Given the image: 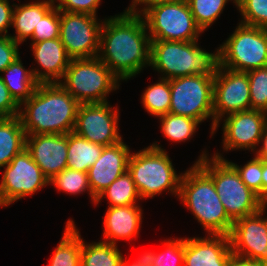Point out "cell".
Listing matches in <instances>:
<instances>
[{"label": "cell", "mask_w": 267, "mask_h": 266, "mask_svg": "<svg viewBox=\"0 0 267 266\" xmlns=\"http://www.w3.org/2000/svg\"><path fill=\"white\" fill-rule=\"evenodd\" d=\"M151 39L142 16L121 12L104 19L98 58L121 81L150 67Z\"/></svg>", "instance_id": "obj_1"}, {"label": "cell", "mask_w": 267, "mask_h": 266, "mask_svg": "<svg viewBox=\"0 0 267 266\" xmlns=\"http://www.w3.org/2000/svg\"><path fill=\"white\" fill-rule=\"evenodd\" d=\"M79 105L60 83H38L33 95L20 105L19 117L25 134L72 132Z\"/></svg>", "instance_id": "obj_2"}, {"label": "cell", "mask_w": 267, "mask_h": 266, "mask_svg": "<svg viewBox=\"0 0 267 266\" xmlns=\"http://www.w3.org/2000/svg\"><path fill=\"white\" fill-rule=\"evenodd\" d=\"M178 198L206 234H230L234 221L227 215L213 180L195 162L182 175Z\"/></svg>", "instance_id": "obj_3"}, {"label": "cell", "mask_w": 267, "mask_h": 266, "mask_svg": "<svg viewBox=\"0 0 267 266\" xmlns=\"http://www.w3.org/2000/svg\"><path fill=\"white\" fill-rule=\"evenodd\" d=\"M218 66L219 47L212 53L202 49L198 41L151 40L150 67L160 73L162 79L215 76Z\"/></svg>", "instance_id": "obj_4"}, {"label": "cell", "mask_w": 267, "mask_h": 266, "mask_svg": "<svg viewBox=\"0 0 267 266\" xmlns=\"http://www.w3.org/2000/svg\"><path fill=\"white\" fill-rule=\"evenodd\" d=\"M207 153L202 151L195 163L213 180L227 215L235 221L259 212L263 208L262 199L243 183L229 160L218 150L211 158Z\"/></svg>", "instance_id": "obj_5"}, {"label": "cell", "mask_w": 267, "mask_h": 266, "mask_svg": "<svg viewBox=\"0 0 267 266\" xmlns=\"http://www.w3.org/2000/svg\"><path fill=\"white\" fill-rule=\"evenodd\" d=\"M160 145L155 141L130 155L128 172L132 175L141 199L153 198L163 191L177 197L179 195L183 173H176L167 151Z\"/></svg>", "instance_id": "obj_6"}, {"label": "cell", "mask_w": 267, "mask_h": 266, "mask_svg": "<svg viewBox=\"0 0 267 266\" xmlns=\"http://www.w3.org/2000/svg\"><path fill=\"white\" fill-rule=\"evenodd\" d=\"M119 80L98 58L71 59L59 82L80 104L108 102L110 92L119 89Z\"/></svg>", "instance_id": "obj_7"}, {"label": "cell", "mask_w": 267, "mask_h": 266, "mask_svg": "<svg viewBox=\"0 0 267 266\" xmlns=\"http://www.w3.org/2000/svg\"><path fill=\"white\" fill-rule=\"evenodd\" d=\"M219 66L249 72L267 66V29L238 23L219 47Z\"/></svg>", "instance_id": "obj_8"}, {"label": "cell", "mask_w": 267, "mask_h": 266, "mask_svg": "<svg viewBox=\"0 0 267 266\" xmlns=\"http://www.w3.org/2000/svg\"><path fill=\"white\" fill-rule=\"evenodd\" d=\"M145 20L151 40L199 41L203 31L197 25L187 0H174L158 4L147 10Z\"/></svg>", "instance_id": "obj_9"}, {"label": "cell", "mask_w": 267, "mask_h": 266, "mask_svg": "<svg viewBox=\"0 0 267 266\" xmlns=\"http://www.w3.org/2000/svg\"><path fill=\"white\" fill-rule=\"evenodd\" d=\"M171 105L169 113L193 118L200 123L211 119L212 135L214 76L190 75L170 79Z\"/></svg>", "instance_id": "obj_10"}, {"label": "cell", "mask_w": 267, "mask_h": 266, "mask_svg": "<svg viewBox=\"0 0 267 266\" xmlns=\"http://www.w3.org/2000/svg\"><path fill=\"white\" fill-rule=\"evenodd\" d=\"M3 168L5 170L0 183V207H8L24 197L33 196L41 188L50 185L49 179L26 148Z\"/></svg>", "instance_id": "obj_11"}, {"label": "cell", "mask_w": 267, "mask_h": 266, "mask_svg": "<svg viewBox=\"0 0 267 266\" xmlns=\"http://www.w3.org/2000/svg\"><path fill=\"white\" fill-rule=\"evenodd\" d=\"M99 20L89 14L60 11L59 38L71 59L98 56L104 23Z\"/></svg>", "instance_id": "obj_12"}, {"label": "cell", "mask_w": 267, "mask_h": 266, "mask_svg": "<svg viewBox=\"0 0 267 266\" xmlns=\"http://www.w3.org/2000/svg\"><path fill=\"white\" fill-rule=\"evenodd\" d=\"M251 110L250 86L247 72L218 66L214 76L213 114L218 130L221 119L240 111Z\"/></svg>", "instance_id": "obj_13"}, {"label": "cell", "mask_w": 267, "mask_h": 266, "mask_svg": "<svg viewBox=\"0 0 267 266\" xmlns=\"http://www.w3.org/2000/svg\"><path fill=\"white\" fill-rule=\"evenodd\" d=\"M119 112L118 107L114 109L110 102L82 103L73 132L95 144L114 145L123 140L118 126Z\"/></svg>", "instance_id": "obj_14"}, {"label": "cell", "mask_w": 267, "mask_h": 266, "mask_svg": "<svg viewBox=\"0 0 267 266\" xmlns=\"http://www.w3.org/2000/svg\"><path fill=\"white\" fill-rule=\"evenodd\" d=\"M267 211L263 208L233 222L229 236L234 255L267 264Z\"/></svg>", "instance_id": "obj_15"}, {"label": "cell", "mask_w": 267, "mask_h": 266, "mask_svg": "<svg viewBox=\"0 0 267 266\" xmlns=\"http://www.w3.org/2000/svg\"><path fill=\"white\" fill-rule=\"evenodd\" d=\"M225 118V119H224ZM223 119V151L243 149L256 151L264 127L267 125V112L261 110L240 111Z\"/></svg>", "instance_id": "obj_16"}, {"label": "cell", "mask_w": 267, "mask_h": 266, "mask_svg": "<svg viewBox=\"0 0 267 266\" xmlns=\"http://www.w3.org/2000/svg\"><path fill=\"white\" fill-rule=\"evenodd\" d=\"M25 148L49 180L67 168L68 134L26 135Z\"/></svg>", "instance_id": "obj_17"}, {"label": "cell", "mask_w": 267, "mask_h": 266, "mask_svg": "<svg viewBox=\"0 0 267 266\" xmlns=\"http://www.w3.org/2000/svg\"><path fill=\"white\" fill-rule=\"evenodd\" d=\"M130 155V147L123 140L103 147L100 157L88 170L89 184L95 197L128 171Z\"/></svg>", "instance_id": "obj_18"}, {"label": "cell", "mask_w": 267, "mask_h": 266, "mask_svg": "<svg viewBox=\"0 0 267 266\" xmlns=\"http://www.w3.org/2000/svg\"><path fill=\"white\" fill-rule=\"evenodd\" d=\"M232 255L229 236L184 238V266H229Z\"/></svg>", "instance_id": "obj_19"}, {"label": "cell", "mask_w": 267, "mask_h": 266, "mask_svg": "<svg viewBox=\"0 0 267 266\" xmlns=\"http://www.w3.org/2000/svg\"><path fill=\"white\" fill-rule=\"evenodd\" d=\"M31 49L33 60L41 69H31L35 80L38 83H59L71 61L60 38L31 43Z\"/></svg>", "instance_id": "obj_20"}, {"label": "cell", "mask_w": 267, "mask_h": 266, "mask_svg": "<svg viewBox=\"0 0 267 266\" xmlns=\"http://www.w3.org/2000/svg\"><path fill=\"white\" fill-rule=\"evenodd\" d=\"M142 214L139 204L108 207L103 219V242L117 245L118 240L131 241L138 237Z\"/></svg>", "instance_id": "obj_21"}, {"label": "cell", "mask_w": 267, "mask_h": 266, "mask_svg": "<svg viewBox=\"0 0 267 266\" xmlns=\"http://www.w3.org/2000/svg\"><path fill=\"white\" fill-rule=\"evenodd\" d=\"M55 6L54 0H37L25 4H15L12 18L14 35L9 36L20 45L32 38L40 20Z\"/></svg>", "instance_id": "obj_22"}, {"label": "cell", "mask_w": 267, "mask_h": 266, "mask_svg": "<svg viewBox=\"0 0 267 266\" xmlns=\"http://www.w3.org/2000/svg\"><path fill=\"white\" fill-rule=\"evenodd\" d=\"M26 134L19 116L0 117V169L25 149Z\"/></svg>", "instance_id": "obj_23"}, {"label": "cell", "mask_w": 267, "mask_h": 266, "mask_svg": "<svg viewBox=\"0 0 267 266\" xmlns=\"http://www.w3.org/2000/svg\"><path fill=\"white\" fill-rule=\"evenodd\" d=\"M2 73L6 75H0L2 81L19 105L33 95L38 82L35 80L32 70H28L23 66L20 57L10 64Z\"/></svg>", "instance_id": "obj_24"}, {"label": "cell", "mask_w": 267, "mask_h": 266, "mask_svg": "<svg viewBox=\"0 0 267 266\" xmlns=\"http://www.w3.org/2000/svg\"><path fill=\"white\" fill-rule=\"evenodd\" d=\"M72 219H68L61 241L49 260V266H80L82 238Z\"/></svg>", "instance_id": "obj_25"}, {"label": "cell", "mask_w": 267, "mask_h": 266, "mask_svg": "<svg viewBox=\"0 0 267 266\" xmlns=\"http://www.w3.org/2000/svg\"><path fill=\"white\" fill-rule=\"evenodd\" d=\"M103 147L73 131L68 133L67 168L88 173L89 168L100 157Z\"/></svg>", "instance_id": "obj_26"}, {"label": "cell", "mask_w": 267, "mask_h": 266, "mask_svg": "<svg viewBox=\"0 0 267 266\" xmlns=\"http://www.w3.org/2000/svg\"><path fill=\"white\" fill-rule=\"evenodd\" d=\"M103 198H107L109 202L108 207L136 205L139 204L137 200L142 201L132 175L128 171L114 180L96 197L95 206Z\"/></svg>", "instance_id": "obj_27"}, {"label": "cell", "mask_w": 267, "mask_h": 266, "mask_svg": "<svg viewBox=\"0 0 267 266\" xmlns=\"http://www.w3.org/2000/svg\"><path fill=\"white\" fill-rule=\"evenodd\" d=\"M82 239L80 266H121L122 252L117 245L103 242L85 243Z\"/></svg>", "instance_id": "obj_28"}, {"label": "cell", "mask_w": 267, "mask_h": 266, "mask_svg": "<svg viewBox=\"0 0 267 266\" xmlns=\"http://www.w3.org/2000/svg\"><path fill=\"white\" fill-rule=\"evenodd\" d=\"M141 97L143 108L150 115L158 118L168 114L171 105L170 80L159 78L158 82L144 90Z\"/></svg>", "instance_id": "obj_29"}, {"label": "cell", "mask_w": 267, "mask_h": 266, "mask_svg": "<svg viewBox=\"0 0 267 266\" xmlns=\"http://www.w3.org/2000/svg\"><path fill=\"white\" fill-rule=\"evenodd\" d=\"M161 122V132L164 137L173 142H185L197 132L199 121L182 115L168 113L158 117Z\"/></svg>", "instance_id": "obj_30"}, {"label": "cell", "mask_w": 267, "mask_h": 266, "mask_svg": "<svg viewBox=\"0 0 267 266\" xmlns=\"http://www.w3.org/2000/svg\"><path fill=\"white\" fill-rule=\"evenodd\" d=\"M49 184L67 195H78L87 191L92 203L95 204L96 202V197L93 195L89 184L88 173L65 168L49 180Z\"/></svg>", "instance_id": "obj_31"}, {"label": "cell", "mask_w": 267, "mask_h": 266, "mask_svg": "<svg viewBox=\"0 0 267 266\" xmlns=\"http://www.w3.org/2000/svg\"><path fill=\"white\" fill-rule=\"evenodd\" d=\"M229 1H233L236 7V0H187V3L197 25L204 32L217 21Z\"/></svg>", "instance_id": "obj_32"}, {"label": "cell", "mask_w": 267, "mask_h": 266, "mask_svg": "<svg viewBox=\"0 0 267 266\" xmlns=\"http://www.w3.org/2000/svg\"><path fill=\"white\" fill-rule=\"evenodd\" d=\"M242 16L239 23L267 29V0H236Z\"/></svg>", "instance_id": "obj_33"}, {"label": "cell", "mask_w": 267, "mask_h": 266, "mask_svg": "<svg viewBox=\"0 0 267 266\" xmlns=\"http://www.w3.org/2000/svg\"><path fill=\"white\" fill-rule=\"evenodd\" d=\"M251 109L267 112V66L247 72Z\"/></svg>", "instance_id": "obj_34"}, {"label": "cell", "mask_w": 267, "mask_h": 266, "mask_svg": "<svg viewBox=\"0 0 267 266\" xmlns=\"http://www.w3.org/2000/svg\"><path fill=\"white\" fill-rule=\"evenodd\" d=\"M163 252H155L153 266H184V238L166 239Z\"/></svg>", "instance_id": "obj_35"}, {"label": "cell", "mask_w": 267, "mask_h": 266, "mask_svg": "<svg viewBox=\"0 0 267 266\" xmlns=\"http://www.w3.org/2000/svg\"><path fill=\"white\" fill-rule=\"evenodd\" d=\"M229 162L237 170L243 183L262 199V159L254 155L244 166Z\"/></svg>", "instance_id": "obj_36"}, {"label": "cell", "mask_w": 267, "mask_h": 266, "mask_svg": "<svg viewBox=\"0 0 267 266\" xmlns=\"http://www.w3.org/2000/svg\"><path fill=\"white\" fill-rule=\"evenodd\" d=\"M60 10L54 6L35 27L31 43L59 38Z\"/></svg>", "instance_id": "obj_37"}, {"label": "cell", "mask_w": 267, "mask_h": 266, "mask_svg": "<svg viewBox=\"0 0 267 266\" xmlns=\"http://www.w3.org/2000/svg\"><path fill=\"white\" fill-rule=\"evenodd\" d=\"M102 0H54L55 6L64 12L84 13L97 16L96 12Z\"/></svg>", "instance_id": "obj_38"}, {"label": "cell", "mask_w": 267, "mask_h": 266, "mask_svg": "<svg viewBox=\"0 0 267 266\" xmlns=\"http://www.w3.org/2000/svg\"><path fill=\"white\" fill-rule=\"evenodd\" d=\"M19 43L15 42L10 36H0V75L20 57Z\"/></svg>", "instance_id": "obj_39"}, {"label": "cell", "mask_w": 267, "mask_h": 266, "mask_svg": "<svg viewBox=\"0 0 267 266\" xmlns=\"http://www.w3.org/2000/svg\"><path fill=\"white\" fill-rule=\"evenodd\" d=\"M20 105L11 96L0 77V117L19 116Z\"/></svg>", "instance_id": "obj_40"}, {"label": "cell", "mask_w": 267, "mask_h": 266, "mask_svg": "<svg viewBox=\"0 0 267 266\" xmlns=\"http://www.w3.org/2000/svg\"><path fill=\"white\" fill-rule=\"evenodd\" d=\"M9 2V0H0V36H9L8 28L12 27L15 4L10 5Z\"/></svg>", "instance_id": "obj_41"}, {"label": "cell", "mask_w": 267, "mask_h": 266, "mask_svg": "<svg viewBox=\"0 0 267 266\" xmlns=\"http://www.w3.org/2000/svg\"><path fill=\"white\" fill-rule=\"evenodd\" d=\"M171 1H174V0H132L131 5L128 6V8H126V10H124V12L128 13V14L142 16L151 7L156 6L158 4H164L167 2H171ZM138 5L140 7H142L143 5L144 6L139 9ZM136 7H138V8H136Z\"/></svg>", "instance_id": "obj_42"}, {"label": "cell", "mask_w": 267, "mask_h": 266, "mask_svg": "<svg viewBox=\"0 0 267 266\" xmlns=\"http://www.w3.org/2000/svg\"><path fill=\"white\" fill-rule=\"evenodd\" d=\"M155 261V251H145L143 254L139 255L137 260L130 263L125 257H122L121 266H153Z\"/></svg>", "instance_id": "obj_43"}, {"label": "cell", "mask_w": 267, "mask_h": 266, "mask_svg": "<svg viewBox=\"0 0 267 266\" xmlns=\"http://www.w3.org/2000/svg\"><path fill=\"white\" fill-rule=\"evenodd\" d=\"M229 266H267V264L256 260L241 258L233 254Z\"/></svg>", "instance_id": "obj_44"}, {"label": "cell", "mask_w": 267, "mask_h": 266, "mask_svg": "<svg viewBox=\"0 0 267 266\" xmlns=\"http://www.w3.org/2000/svg\"><path fill=\"white\" fill-rule=\"evenodd\" d=\"M259 144L262 146L256 149L255 156L267 161V125L263 129Z\"/></svg>", "instance_id": "obj_45"}, {"label": "cell", "mask_w": 267, "mask_h": 266, "mask_svg": "<svg viewBox=\"0 0 267 266\" xmlns=\"http://www.w3.org/2000/svg\"><path fill=\"white\" fill-rule=\"evenodd\" d=\"M267 196V161L262 160V200Z\"/></svg>", "instance_id": "obj_46"}, {"label": "cell", "mask_w": 267, "mask_h": 266, "mask_svg": "<svg viewBox=\"0 0 267 266\" xmlns=\"http://www.w3.org/2000/svg\"><path fill=\"white\" fill-rule=\"evenodd\" d=\"M262 207L264 210L267 208V196L262 200Z\"/></svg>", "instance_id": "obj_47"}]
</instances>
